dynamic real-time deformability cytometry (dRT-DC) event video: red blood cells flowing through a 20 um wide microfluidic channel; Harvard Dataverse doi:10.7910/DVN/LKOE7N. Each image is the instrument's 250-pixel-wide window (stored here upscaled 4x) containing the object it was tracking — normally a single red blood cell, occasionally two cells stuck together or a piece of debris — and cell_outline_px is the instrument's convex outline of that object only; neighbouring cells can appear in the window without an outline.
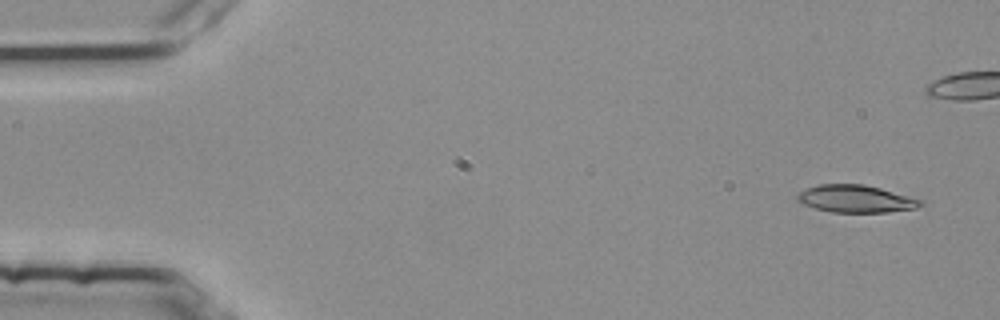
{"species": "common noctule bat (a hibernating species)", "species_latin": "Nyctalus noctula", "temperature_condition": "room temperature", "stored_images_in_passage": 4, "camera_frame_rate_fps": 3000, "um_per_image_px": 0.085, "animal": {"sex": "female", "body_mass_g": 25.1}, "frame": {"image": 1, "passage_image": 1, "time_ms": 0.0, "image_size_px": [1000, 320], "cell_outline_px": [[924, 204], [916, 208], [884, 212], [832, 212], [816, 208], [804, 204], [796, 200], [796, 196], [800, 192], [808, 188], [820, 184], [864, 184], [880, 188], [924, 200]], "centroid_in_image_um": [72.77, 16.89], "position_along_channel_um": 12.2, "area_um2": 19.54}}